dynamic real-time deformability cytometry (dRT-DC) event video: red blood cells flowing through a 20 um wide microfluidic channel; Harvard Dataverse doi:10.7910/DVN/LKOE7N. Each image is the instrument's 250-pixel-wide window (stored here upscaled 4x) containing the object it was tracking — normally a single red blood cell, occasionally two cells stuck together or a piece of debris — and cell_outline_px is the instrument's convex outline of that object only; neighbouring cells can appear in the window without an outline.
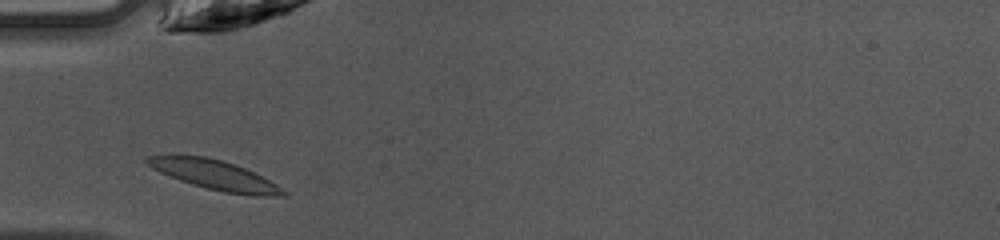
{"species": "common noctule bat (a hibernating species)", "species_latin": "Nyctalus noctula", "temperature_condition": "warm", "stored_images_in_passage": 27, "camera_frame_rate_fps": 3000, "um_per_image_px": 0.085, "animal": {"sex": "female", "body_mass_g": 10.0, "forearm_length_mm": 53.1}, "frame": {"image": 1, "passage_image": 2, "time_ms": 0.333, "image_size_px": [1000, 240], "cell_outline_px": [[288, 192], [280, 196], [256, 196], [224, 192], [192, 184], [180, 180], [160, 172], [152, 168], [144, 160], [148, 156], [168, 152], [204, 156], [220, 160], [244, 168], [276, 184]], "centroid_in_image_um": [18.14, 14.83], "position_along_channel_um": 66.9, "area_um2": 23.47}}
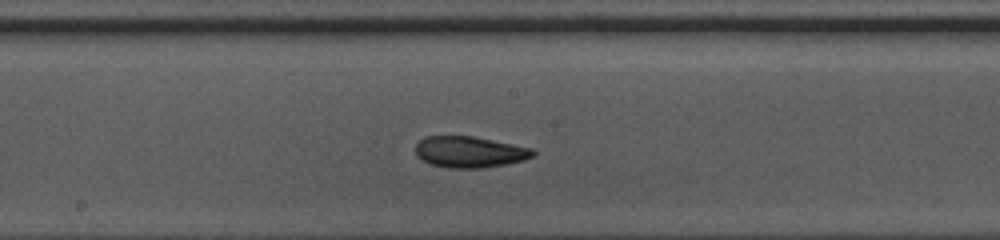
{"frame": {"image": 2, "passage_image": 12, "time_ms": 3.667, "image_size_px": [1000, 240], "cell_outline_px": [[536, 152], [532, 156], [524, 160], [504, 164], [480, 168], [448, 168], [432, 164], [416, 156], [416, 144], [424, 136], [472, 136], [532, 148]], "centroid_in_image_um": [39.9, 12.91], "position_along_channel_um": 208.3, "area_um2": 21.15}}
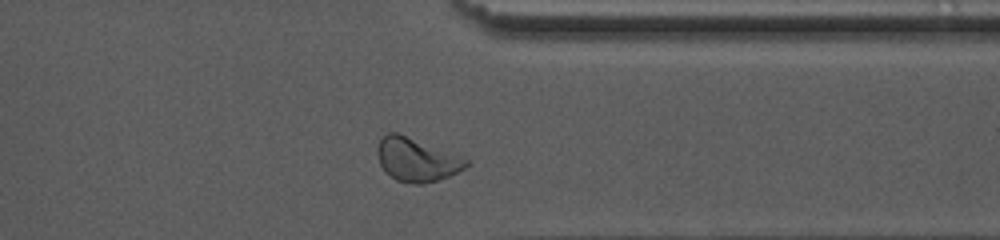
{"frame": {"image": 3, "passage_image": 24, "time_ms": 7.667, "image_size_px": [1000, 240], "cell_outline_px": [[468, 164], [464, 168], [448, 176], [424, 184], [416, 184], [396, 180], [380, 164], [380, 140], [388, 132], [396, 132], [464, 156], [468, 160]], "centroid_in_image_um": [35.48, 13.57], "position_along_channel_um": 375.9, "area_um2": 21.91}, "authors_computed_cell_mechanics": {"area_um2": 21.2126, "velocity_mm_per_s": 4.2317, "shape_relaxation_time_tau1_ms": 4.2924, "shape_relaxation_time_tau2_ms": 7.5021, "deformation_change_tau1": 0.147, "deformation_change_tau2": 0.0907}}